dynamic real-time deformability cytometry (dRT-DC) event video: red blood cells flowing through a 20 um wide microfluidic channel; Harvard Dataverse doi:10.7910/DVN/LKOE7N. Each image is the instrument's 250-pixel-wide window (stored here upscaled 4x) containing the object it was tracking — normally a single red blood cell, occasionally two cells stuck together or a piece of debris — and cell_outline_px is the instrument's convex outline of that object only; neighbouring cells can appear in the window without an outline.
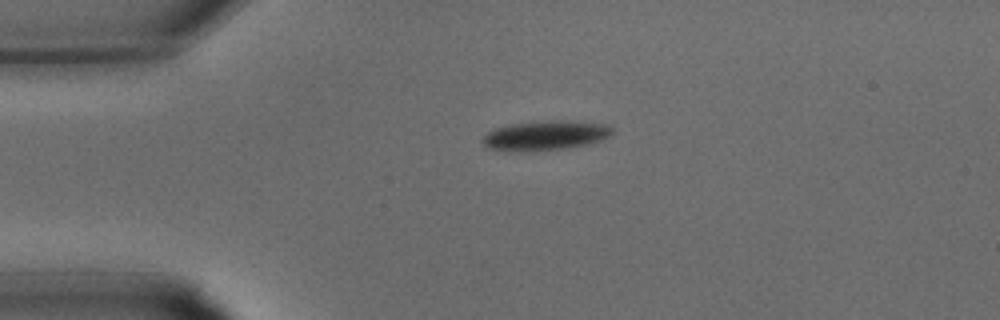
{"species": "common noctule bat (a hibernating species)", "species_latin": "Nyctalus noctula", "temperature_condition": "warm", "stored_images_in_passage": 31, "camera_frame_rate_fps": 3000, "um_per_image_px": 0.085, "animal": {"sex": "male", "body_mass_g": 15.6}, "frame": {"image": 1, "passage_image": 6, "time_ms": 1.667, "image_size_px": [1000, 320], "cell_outline_px": [[612, 132], [608, 136], [600, 140], [588, 144], [568, 148], [528, 152], [488, 148], [480, 140], [488, 132], [496, 128], [508, 124], [544, 120], [572, 120], [608, 124], [612, 128]], "centroid_in_image_um": [46.36, 11.5], "position_along_channel_um": 38.6, "area_um2": 22.6}}
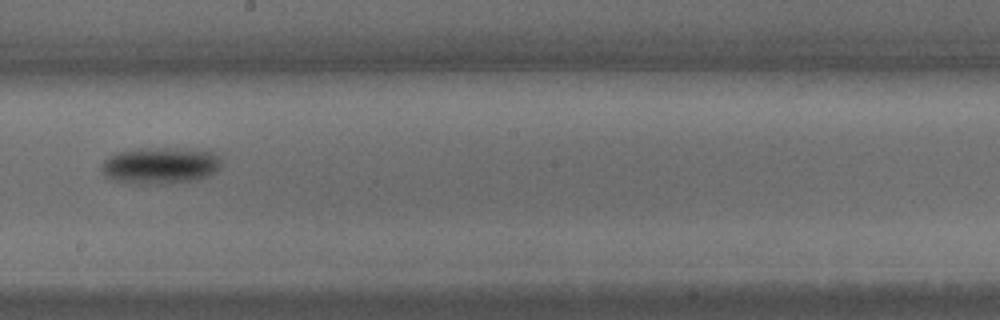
{"frame": {"image": 2, "passage_image": 17, "time_ms": 5.333, "image_size_px": [1000, 320], "cell_outline_px": [[224, 160], [220, 168], [216, 172], [200, 180], [168, 184], [136, 184], [116, 180], [104, 176], [100, 168], [104, 160], [108, 156], [120, 152], [136, 148], [172, 148], [216, 152]], "centroid_in_image_um": [13.68, 14.08], "position_along_channel_um": 234.5, "area_um2": 26.13}}
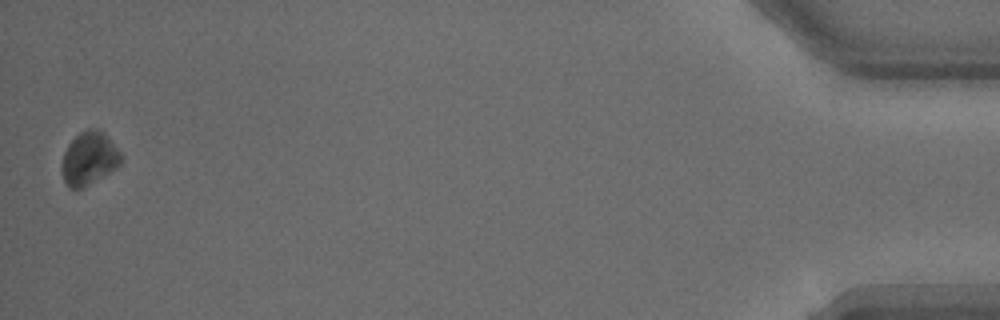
{"frame": {"image": 3, "passage_image": 31, "time_ms": 10.0, "image_size_px": [1000, 320], "cell_outline_px": [[124, 160], [116, 168], [88, 184], [80, 188], [68, 188], [64, 180], [60, 168], [64, 152], [68, 144], [80, 132], [88, 128], [96, 128], [104, 132], [124, 156]], "centroid_in_image_um": [7.58, 13.44], "position_along_channel_um": 427.6, "area_um2": 18.38}}